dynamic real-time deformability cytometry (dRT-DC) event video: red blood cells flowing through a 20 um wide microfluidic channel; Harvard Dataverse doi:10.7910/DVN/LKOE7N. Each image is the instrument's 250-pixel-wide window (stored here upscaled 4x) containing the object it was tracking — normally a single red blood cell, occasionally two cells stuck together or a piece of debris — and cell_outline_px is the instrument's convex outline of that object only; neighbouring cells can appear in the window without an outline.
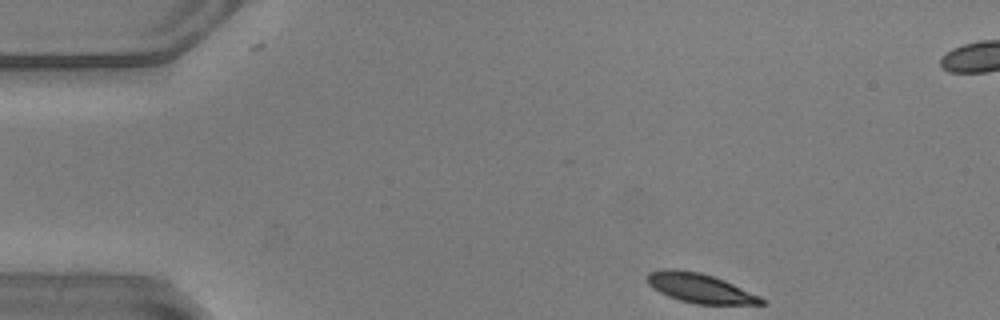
{"species": "common noctule bat (a hibernating species)", "species_latin": "Nyctalus noctula", "temperature_condition": "warm", "stored_images_in_passage": 2, "camera_frame_rate_fps": 3000, "um_per_image_px": 0.085, "animal": {"sex": "male", "body_mass_g": 20.5, "forearm_length_mm": 52.5}, "frame": {"image": 1, "passage_image": 2, "time_ms": 0.333, "image_size_px": [1000, 320], "cell_outline_px": [[768, 304], [696, 304], [680, 300], [668, 296], [652, 288], [648, 284], [648, 272], [664, 268], [668, 268], [700, 272], [724, 280], [760, 296]], "centroid_in_image_um": [59.48, 24.49], "position_along_channel_um": 25.5, "area_um2": 19.42}}